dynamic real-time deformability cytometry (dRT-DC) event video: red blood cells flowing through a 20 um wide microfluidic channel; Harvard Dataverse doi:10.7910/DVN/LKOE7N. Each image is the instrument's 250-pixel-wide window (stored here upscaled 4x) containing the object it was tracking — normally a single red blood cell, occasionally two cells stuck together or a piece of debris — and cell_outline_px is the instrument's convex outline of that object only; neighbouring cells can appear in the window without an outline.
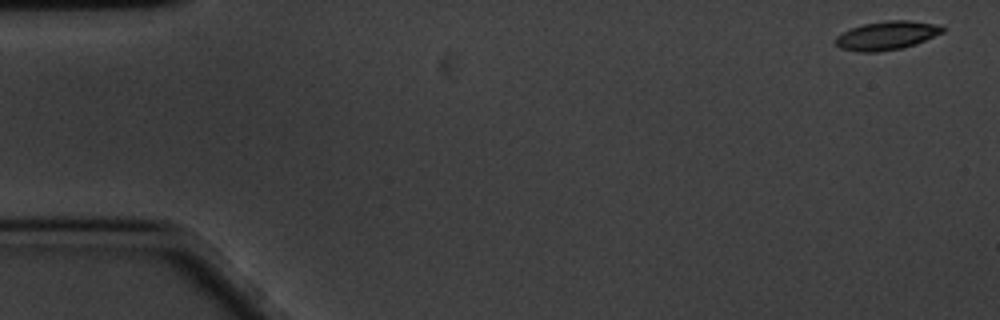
{"species": "common noctule bat (a hibernating species)", "species_latin": "Nyctalus noctula", "temperature_condition": "cold", "stored_images_in_passage": 58, "camera_frame_rate_fps": 3000, "um_per_image_px": 0.085, "animal": {"sex": "male", "body_mass_g": 20.1, "forearm_length_mm": 53.5}, "frame": {"image": 1, "passage_image": 1, "time_ms": 0.0, "image_size_px": [1000, 320], "cell_outline_px": [[944, 32], [916, 44], [900, 48], [880, 52], [856, 52], [840, 48], [832, 40], [836, 36], [852, 28], [864, 24], [888, 20], [908, 20], [932, 24], [944, 28]], "centroid_in_image_um": [75.32, 3.03], "position_along_channel_um": 9.7, "area_um2": 17.74}}
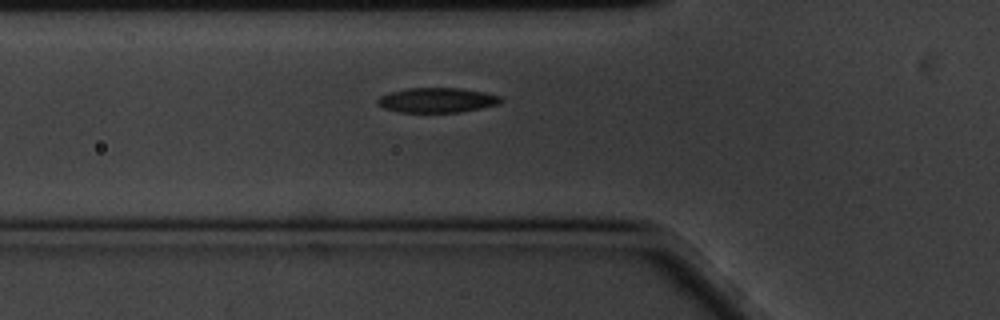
{"frame": {"image": 2, "passage_image": 19, "time_ms": 6.0, "image_size_px": [1000, 320], "cell_outline_px": [[504, 100], [500, 104], [460, 112], [400, 112], [384, 108], [376, 104], [376, 100], [380, 96], [388, 92], [408, 88], [460, 88], [484, 92], [500, 96]], "centroid_in_image_um": [37.14, 8.51], "position_along_channel_um": 88.7, "area_um2": 17.92}}
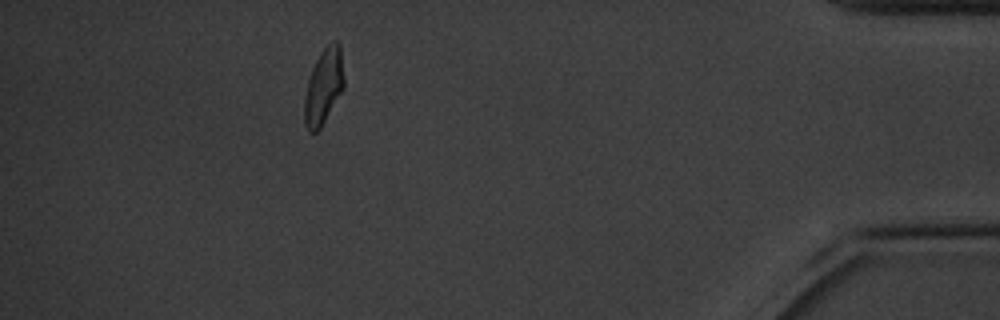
{"frame": {"image": 3, "passage_image": 52, "time_ms": 17.0, "image_size_px": [1000, 320], "cell_outline_px": [[344, 88], [320, 128], [316, 132], [308, 132], [304, 124], [304, 96], [308, 80], [312, 68], [320, 52], [332, 40], [336, 40], [340, 44], [344, 80]], "centroid_in_image_um": [27.5, 7.34], "position_along_channel_um": 407.7, "area_um2": 17.51}, "authors_computed_cell_mechanics": {"area_um2": 17.9469, "velocity_mm_per_s": 3.3747, "shape_relaxation_time_tau1_ms": 2.9194, "shape_relaxation_time_tau2_ms": 1.8857, "deformation_change_tau1": 0.1345, "deformation_change_tau2": 0.0666}}